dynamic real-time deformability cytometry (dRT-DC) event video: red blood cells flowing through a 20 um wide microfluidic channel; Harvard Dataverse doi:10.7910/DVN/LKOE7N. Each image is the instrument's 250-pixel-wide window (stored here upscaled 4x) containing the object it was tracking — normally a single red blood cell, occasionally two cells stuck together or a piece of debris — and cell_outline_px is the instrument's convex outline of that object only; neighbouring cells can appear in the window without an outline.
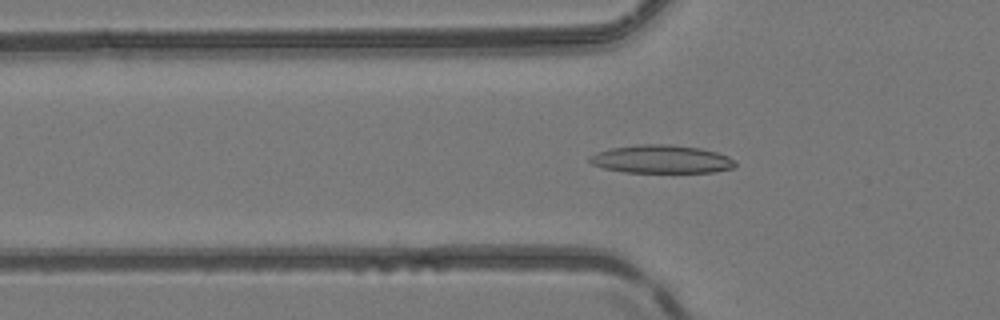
{"species": "common noctule bat (a hibernating species)", "species_latin": "Nyctalus noctula", "temperature_condition": "room temperature", "stored_images_in_passage": 38, "camera_frame_rate_fps": 3000, "um_per_image_px": 0.085, "animal": {"sex": "female", "body_mass_g": 24.6, "forearm_length_mm": 56.2}, "frame": {"image": 1, "passage_image": 5, "time_ms": 1.333, "image_size_px": [1000, 320], "cell_outline_px": [[736, 164], [732, 168], [712, 172], [624, 172], [604, 168], [592, 164], [588, 160], [588, 156], [596, 152], [612, 148], [636, 144], [668, 144], [700, 148], [716, 152], [728, 156], [736, 160]], "centroid_in_image_um": [56.2, 13.52], "position_along_channel_um": 69.6, "area_um2": 23.93}}
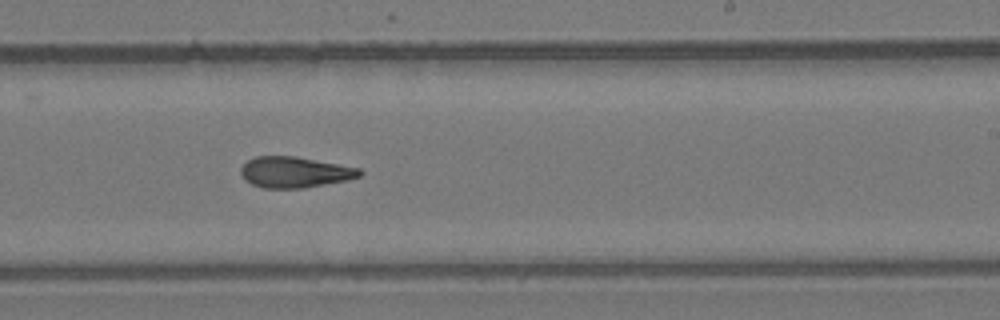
{"frame": {"image": 2, "passage_image": 19, "time_ms": 6.0, "image_size_px": [1000, 320], "cell_outline_px": [[364, 172], [360, 176], [348, 180], [304, 188], [264, 188], [252, 184], [244, 180], [240, 172], [240, 168], [248, 160], [256, 156], [296, 156], [360, 168]], "centroid_in_image_um": [25.06, 14.63], "position_along_channel_um": 263.9, "area_um2": 21.5}}
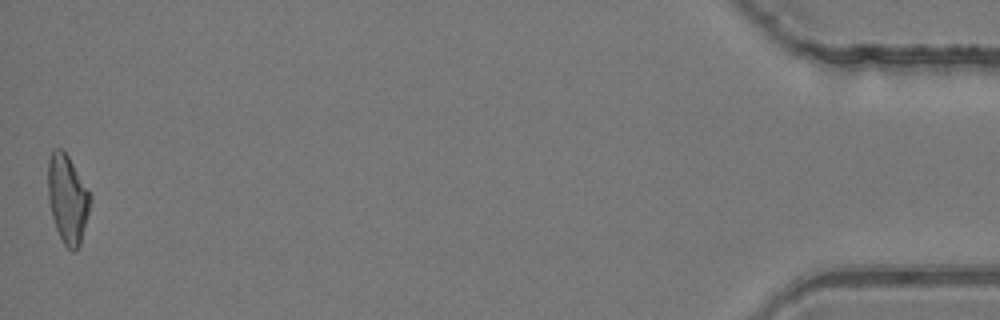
{"frame": {"image": 3, "passage_image": 38, "time_ms": 12.333, "image_size_px": [1000, 320], "cell_outline_px": [[92, 200], [80, 244], [72, 252], [64, 244], [56, 228], [52, 216], [48, 200], [48, 160], [52, 152], [56, 148], [60, 148], [68, 156], [92, 196]], "centroid_in_image_um": [5.74, 16.91], "position_along_channel_um": 429.5, "area_um2": 21.56}, "authors_computed_cell_mechanics": {"area_um2": 21.675, "velocity_mm_per_s": 4.1492, "shape_relaxation_time_tau1_ms": null, "shape_relaxation_time_tau2_ms": 3.2846, "deformation_change_tau1": null, "deformation_change_tau2": 0.1242}}